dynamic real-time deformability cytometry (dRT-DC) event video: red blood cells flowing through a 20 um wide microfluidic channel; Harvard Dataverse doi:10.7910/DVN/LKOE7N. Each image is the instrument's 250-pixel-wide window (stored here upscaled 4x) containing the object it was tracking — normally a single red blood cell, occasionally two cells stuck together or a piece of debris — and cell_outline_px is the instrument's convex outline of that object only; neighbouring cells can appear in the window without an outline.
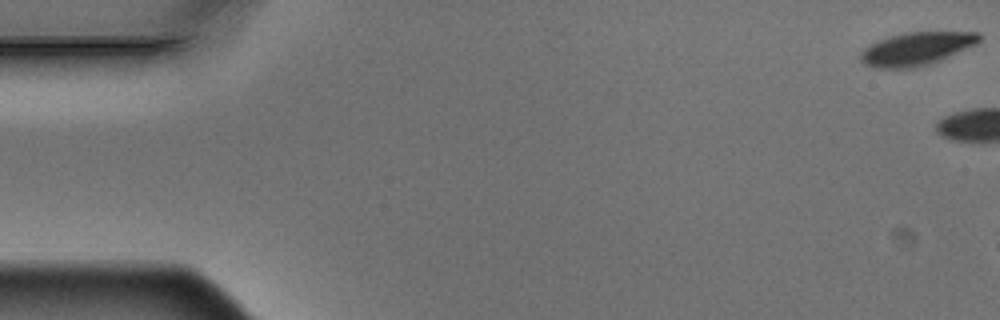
{"species": "Egyptian fruit bat (a non-hibernating species)", "species_latin": "Rousettus aegyptiacus", "temperature_condition": "warm", "stored_images_in_passage": 3, "camera_frame_rate_fps": 3000, "um_per_image_px": 0.085, "animal": {"sex": "male"}, "frame": {"image": 1, "passage_image": 1, "time_ms": 0.0, "image_size_px": [1000, 320], "cell_outline_px": [[984, 36], [976, 44], [932, 64], [916, 68], [872, 68], [864, 64], [860, 60], [860, 52], [868, 44], [888, 36], [908, 32], [980, 32]], "centroid_in_image_um": [77.88, 4.15], "position_along_channel_um": 7.1, "area_um2": 23.24}}